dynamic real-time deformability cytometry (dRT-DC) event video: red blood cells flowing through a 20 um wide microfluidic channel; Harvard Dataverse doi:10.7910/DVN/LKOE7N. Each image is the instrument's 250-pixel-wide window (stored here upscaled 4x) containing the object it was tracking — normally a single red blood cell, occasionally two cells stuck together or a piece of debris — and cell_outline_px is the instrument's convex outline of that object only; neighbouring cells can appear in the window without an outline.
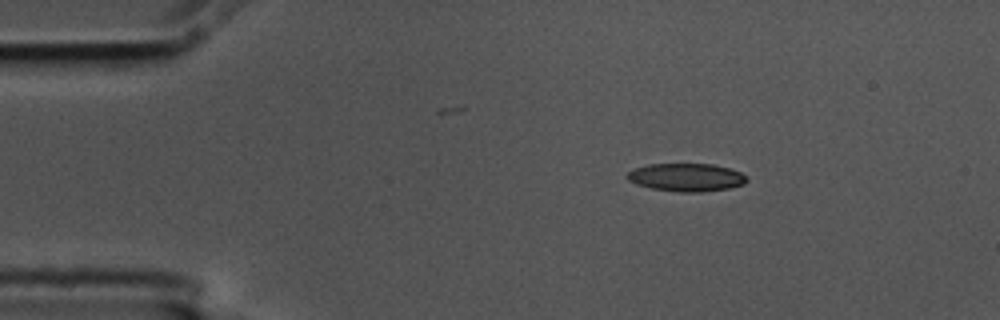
{"species": "common noctule bat (a hibernating species)", "species_latin": "Nyctalus noctula", "temperature_condition": "cold", "stored_images_in_passage": 3, "camera_frame_rate_fps": 3000, "um_per_image_px": 0.085, "animal": {"sex": "male", "body_mass_g": 17.5, "forearm_length_mm": 52.3}, "frame": {"image": 1, "passage_image": 1, "time_ms": 0.0, "image_size_px": [1000, 320], "cell_outline_px": [[748, 180], [744, 184], [728, 188], [700, 192], [680, 192], [652, 188], [636, 184], [628, 180], [624, 176], [628, 172], [636, 168], [648, 164], [712, 164], [728, 168], [740, 172]], "centroid_in_image_um": [58.31, 15.07], "position_along_channel_um": 26.7, "area_um2": 19.36}}
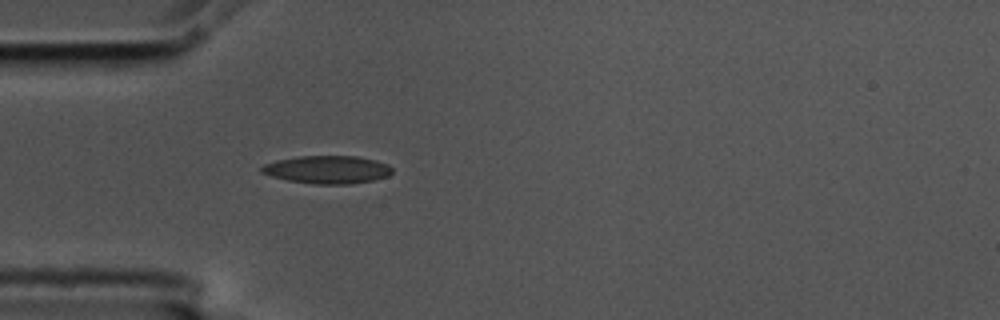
{"frame": {"image": 2, "passage_image": 3, "time_ms": 0.667, "image_size_px": [1000, 320], "cell_outline_px": [[392, 172], [388, 176], [372, 180], [348, 184], [312, 184], [288, 180], [272, 176], [260, 172], [260, 168], [264, 164], [276, 160], [300, 156], [356, 156], [376, 160], [388, 164], [392, 168]], "centroid_in_image_um": [27.82, 14.41], "position_along_channel_um": 57.2, "area_um2": 21.21}}